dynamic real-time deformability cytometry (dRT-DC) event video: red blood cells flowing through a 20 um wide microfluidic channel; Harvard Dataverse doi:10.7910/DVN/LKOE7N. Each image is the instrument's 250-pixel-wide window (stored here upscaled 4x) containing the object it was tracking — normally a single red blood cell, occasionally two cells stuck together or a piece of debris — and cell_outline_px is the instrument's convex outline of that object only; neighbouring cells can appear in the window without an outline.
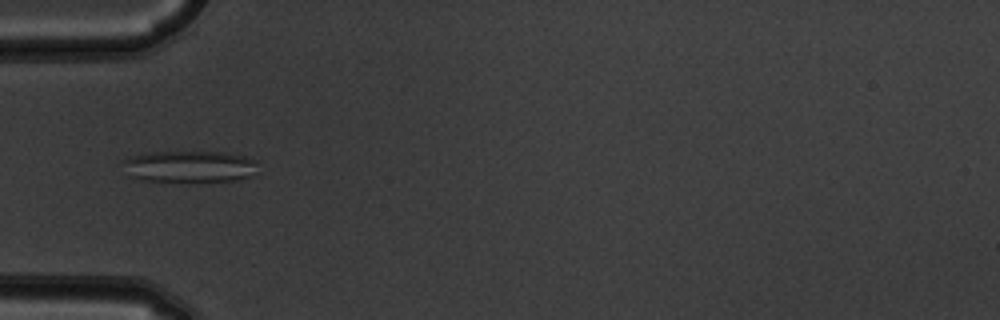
{"species": "common noctule bat (a hibernating species)", "species_latin": "Nyctalus noctula", "temperature_condition": "warm", "stored_images_in_passage": 5, "camera_frame_rate_fps": 3000, "um_per_image_px": 0.085, "animal": {"sex": "male", "body_mass_g": 19.5, "forearm_length_mm": 54.6}, "frame": {"image": 1, "passage_image": 1, "time_ms": 0.0, "image_size_px": [1000, 320], "cell_outline_px": [[256, 160], [248, 176], [240, 180], [196, 184], [180, 184], [144, 180], [128, 176], [120, 160], [124, 156], [152, 152], [224, 152], [248, 156]], "centroid_in_image_um": [15.99, 14.19], "position_along_channel_um": 69.0, "area_um2": 26.13}}
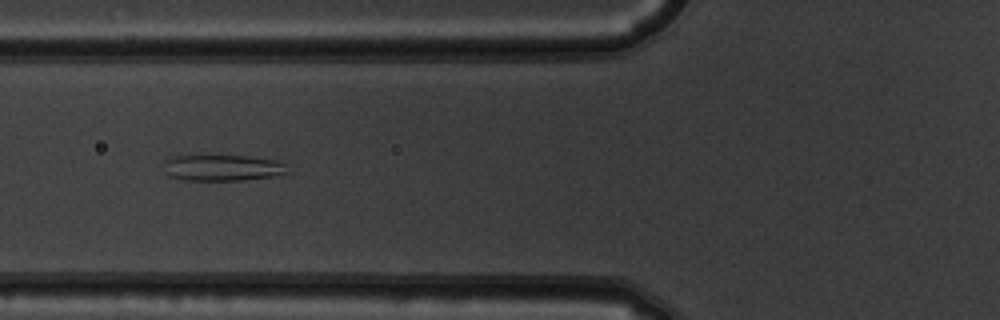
{"frame": {"image": 2, "passage_image": 2, "time_ms": 0.333, "image_size_px": [1000, 320], "cell_outline_px": [[288, 172], [276, 176], [244, 180], [184, 180], [168, 176], [164, 160], [172, 156], [248, 156], [276, 160], [284, 164]], "centroid_in_image_um": [18.92, 14.27], "position_along_channel_um": 106.9, "area_um2": 18.73}}
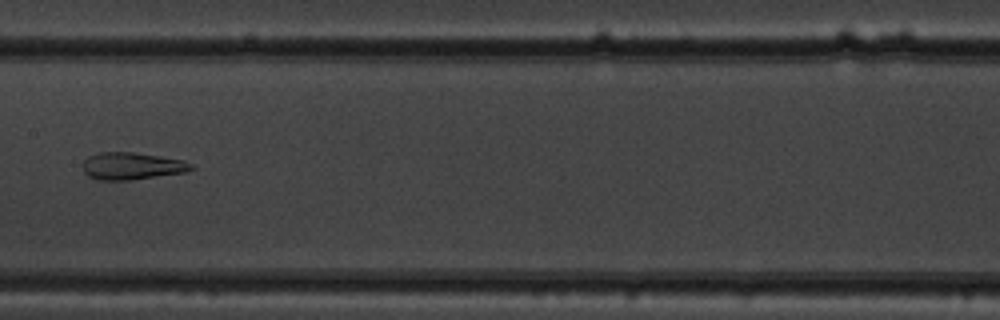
{"frame": {"image": 3, "passage_image": 4, "time_ms": 1.0, "image_size_px": [1000, 320], "cell_outline_px": [[196, 168], [188, 172], [128, 180], [100, 180], [88, 176], [84, 172], [84, 160], [88, 156], [100, 152], [136, 152], [184, 160], [192, 164]], "centroid_in_image_um": [11.25, 14.1], "position_along_channel_um": 196.1, "area_um2": 17.28}}